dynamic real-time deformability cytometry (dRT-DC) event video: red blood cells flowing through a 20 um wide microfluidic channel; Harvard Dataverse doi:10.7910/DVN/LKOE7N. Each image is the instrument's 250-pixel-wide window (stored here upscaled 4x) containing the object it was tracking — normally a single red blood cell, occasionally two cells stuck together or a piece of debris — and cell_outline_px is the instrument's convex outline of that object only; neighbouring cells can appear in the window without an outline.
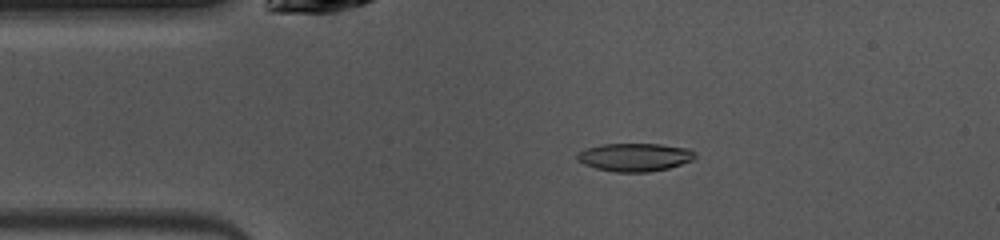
{"species": "common noctule bat (a hibernating species)", "species_latin": "Nyctalus noctula", "temperature_condition": "warm", "stored_images_in_passage": 47, "camera_frame_rate_fps": 3000, "um_per_image_px": 0.085, "animal": {"sex": "female", "body_mass_g": 10.0, "forearm_length_mm": 53.1}, "frame": {"image": 1, "passage_image": 8, "time_ms": 2.333, "image_size_px": [1000, 240], "cell_outline_px": [[696, 160], [668, 168], [648, 172], [616, 172], [596, 168], [584, 164], [576, 160], [576, 156], [580, 152], [588, 148], [604, 144], [660, 144], [688, 148], [696, 152]], "centroid_in_image_um": [54.01, 13.36], "position_along_channel_um": 31.0, "area_um2": 19.36}}
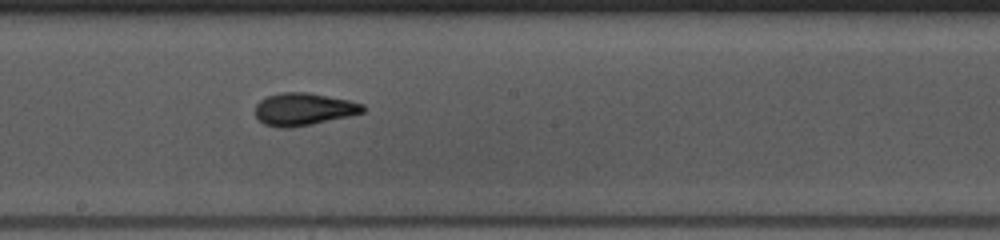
{"frame": {"image": 2, "passage_image": 24, "time_ms": 7.667, "image_size_px": [1000, 240], "cell_outline_px": [[364, 112], [348, 116], [312, 124], [288, 128], [280, 128], [264, 124], [256, 116], [256, 104], [260, 100], [268, 96], [280, 92], [308, 92], [348, 100], [364, 104]], "centroid_in_image_um": [25.79, 9.28], "position_along_channel_um": 222.4, "area_um2": 20.23}}
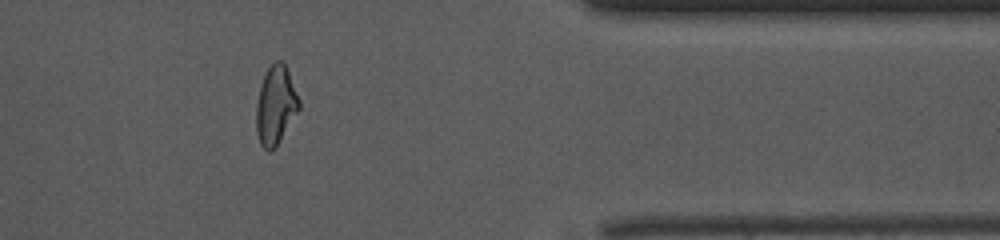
{"frame": {"image": 3, "passage_image": 38, "time_ms": 12.333, "image_size_px": [1000, 240], "cell_outline_px": [[300, 108], [272, 152], [268, 152], [260, 144], [256, 132], [256, 104], [260, 88], [264, 76], [268, 68], [276, 60], [284, 60], [300, 100]], "centroid_in_image_um": [23.43, 8.95], "position_along_channel_um": 388.0, "area_um2": 19.59}, "authors_computed_cell_mechanics": {"area_um2": 19.7676, "velocity_mm_per_s": 4.0588, "shape_relaxation_time_tau1_ms": 4.009, "shape_relaxation_time_tau2_ms": 1.6616, "deformation_change_tau1": 0.1879, "deformation_change_tau2": 0.0729}}